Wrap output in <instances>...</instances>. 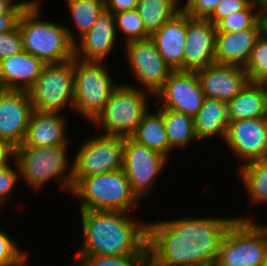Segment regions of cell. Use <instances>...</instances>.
<instances>
[{"label":"cell","mask_w":267,"mask_h":266,"mask_svg":"<svg viewBox=\"0 0 267 266\" xmlns=\"http://www.w3.org/2000/svg\"><path fill=\"white\" fill-rule=\"evenodd\" d=\"M237 217H183L147 223L149 266H215Z\"/></svg>","instance_id":"6da1fadb"},{"label":"cell","mask_w":267,"mask_h":266,"mask_svg":"<svg viewBox=\"0 0 267 266\" xmlns=\"http://www.w3.org/2000/svg\"><path fill=\"white\" fill-rule=\"evenodd\" d=\"M83 240L76 255H149L147 222L129 217L128 212L80 210Z\"/></svg>","instance_id":"7a4b0ae2"},{"label":"cell","mask_w":267,"mask_h":266,"mask_svg":"<svg viewBox=\"0 0 267 266\" xmlns=\"http://www.w3.org/2000/svg\"><path fill=\"white\" fill-rule=\"evenodd\" d=\"M41 6V3H30L19 18L23 50L45 64L62 63L75 58L74 30L66 25L41 21Z\"/></svg>","instance_id":"3957f363"},{"label":"cell","mask_w":267,"mask_h":266,"mask_svg":"<svg viewBox=\"0 0 267 266\" xmlns=\"http://www.w3.org/2000/svg\"><path fill=\"white\" fill-rule=\"evenodd\" d=\"M68 148V145L17 146L14 148V160L19 169V177L36 191L43 188L49 180L56 179L65 192L71 193L72 162L67 155Z\"/></svg>","instance_id":"277c9868"},{"label":"cell","mask_w":267,"mask_h":266,"mask_svg":"<svg viewBox=\"0 0 267 266\" xmlns=\"http://www.w3.org/2000/svg\"><path fill=\"white\" fill-rule=\"evenodd\" d=\"M71 193L78 198L80 210L129 212L140 202L123 169L83 177Z\"/></svg>","instance_id":"5b68a950"},{"label":"cell","mask_w":267,"mask_h":266,"mask_svg":"<svg viewBox=\"0 0 267 266\" xmlns=\"http://www.w3.org/2000/svg\"><path fill=\"white\" fill-rule=\"evenodd\" d=\"M148 93L139 86L119 83L92 124L103 129L102 135L130 137L149 110Z\"/></svg>","instance_id":"8992f818"},{"label":"cell","mask_w":267,"mask_h":266,"mask_svg":"<svg viewBox=\"0 0 267 266\" xmlns=\"http://www.w3.org/2000/svg\"><path fill=\"white\" fill-rule=\"evenodd\" d=\"M267 250V226L242 215L223 237L215 266H260Z\"/></svg>","instance_id":"52a82bcc"},{"label":"cell","mask_w":267,"mask_h":266,"mask_svg":"<svg viewBox=\"0 0 267 266\" xmlns=\"http://www.w3.org/2000/svg\"><path fill=\"white\" fill-rule=\"evenodd\" d=\"M103 61L74 58V103L72 109L92 122L118 85ZM115 83V84H114Z\"/></svg>","instance_id":"ba28073f"},{"label":"cell","mask_w":267,"mask_h":266,"mask_svg":"<svg viewBox=\"0 0 267 266\" xmlns=\"http://www.w3.org/2000/svg\"><path fill=\"white\" fill-rule=\"evenodd\" d=\"M74 58L62 63L46 64L27 91L32 108L41 112H62L74 103Z\"/></svg>","instance_id":"9c48e42d"},{"label":"cell","mask_w":267,"mask_h":266,"mask_svg":"<svg viewBox=\"0 0 267 266\" xmlns=\"http://www.w3.org/2000/svg\"><path fill=\"white\" fill-rule=\"evenodd\" d=\"M124 137L95 135L85 140L72 161V186L81 178L122 169Z\"/></svg>","instance_id":"30bf717a"},{"label":"cell","mask_w":267,"mask_h":266,"mask_svg":"<svg viewBox=\"0 0 267 266\" xmlns=\"http://www.w3.org/2000/svg\"><path fill=\"white\" fill-rule=\"evenodd\" d=\"M166 156L149 149L131 137H124L123 166L132 191L140 200L146 197L168 162Z\"/></svg>","instance_id":"8fae6325"},{"label":"cell","mask_w":267,"mask_h":266,"mask_svg":"<svg viewBox=\"0 0 267 266\" xmlns=\"http://www.w3.org/2000/svg\"><path fill=\"white\" fill-rule=\"evenodd\" d=\"M125 44V53L136 82L142 85V90L145 89L154 97L173 71L165 63L151 38Z\"/></svg>","instance_id":"7c38bea8"},{"label":"cell","mask_w":267,"mask_h":266,"mask_svg":"<svg viewBox=\"0 0 267 266\" xmlns=\"http://www.w3.org/2000/svg\"><path fill=\"white\" fill-rule=\"evenodd\" d=\"M154 98L160 105L158 108L171 109L194 118L205 96L196 72L173 71Z\"/></svg>","instance_id":"4fadbf2b"},{"label":"cell","mask_w":267,"mask_h":266,"mask_svg":"<svg viewBox=\"0 0 267 266\" xmlns=\"http://www.w3.org/2000/svg\"><path fill=\"white\" fill-rule=\"evenodd\" d=\"M224 141L240 165L267 159V118L230 121Z\"/></svg>","instance_id":"5bb4252c"},{"label":"cell","mask_w":267,"mask_h":266,"mask_svg":"<svg viewBox=\"0 0 267 266\" xmlns=\"http://www.w3.org/2000/svg\"><path fill=\"white\" fill-rule=\"evenodd\" d=\"M216 27L208 19L187 14L186 46L183 71L196 72L215 61Z\"/></svg>","instance_id":"9a60e30c"},{"label":"cell","mask_w":267,"mask_h":266,"mask_svg":"<svg viewBox=\"0 0 267 266\" xmlns=\"http://www.w3.org/2000/svg\"><path fill=\"white\" fill-rule=\"evenodd\" d=\"M32 111L27 91L6 89L0 97V139L14 148L20 146Z\"/></svg>","instance_id":"2e32d148"},{"label":"cell","mask_w":267,"mask_h":266,"mask_svg":"<svg viewBox=\"0 0 267 266\" xmlns=\"http://www.w3.org/2000/svg\"><path fill=\"white\" fill-rule=\"evenodd\" d=\"M196 74L206 98H214L226 103L250 82L244 67L236 65L213 63L196 71Z\"/></svg>","instance_id":"e0dca14e"},{"label":"cell","mask_w":267,"mask_h":266,"mask_svg":"<svg viewBox=\"0 0 267 266\" xmlns=\"http://www.w3.org/2000/svg\"><path fill=\"white\" fill-rule=\"evenodd\" d=\"M115 15L104 10L93 27L75 44V58L84 61H106L117 42Z\"/></svg>","instance_id":"ac0fdd59"},{"label":"cell","mask_w":267,"mask_h":266,"mask_svg":"<svg viewBox=\"0 0 267 266\" xmlns=\"http://www.w3.org/2000/svg\"><path fill=\"white\" fill-rule=\"evenodd\" d=\"M262 32L263 23L260 20L249 29L238 32H216V63L244 67Z\"/></svg>","instance_id":"d6986e66"},{"label":"cell","mask_w":267,"mask_h":266,"mask_svg":"<svg viewBox=\"0 0 267 266\" xmlns=\"http://www.w3.org/2000/svg\"><path fill=\"white\" fill-rule=\"evenodd\" d=\"M187 13L181 9L150 38L172 71H183L186 46Z\"/></svg>","instance_id":"ffe728a7"},{"label":"cell","mask_w":267,"mask_h":266,"mask_svg":"<svg viewBox=\"0 0 267 266\" xmlns=\"http://www.w3.org/2000/svg\"><path fill=\"white\" fill-rule=\"evenodd\" d=\"M66 127V119L61 113L33 109L22 144L31 147L69 145Z\"/></svg>","instance_id":"44dd1931"},{"label":"cell","mask_w":267,"mask_h":266,"mask_svg":"<svg viewBox=\"0 0 267 266\" xmlns=\"http://www.w3.org/2000/svg\"><path fill=\"white\" fill-rule=\"evenodd\" d=\"M45 65L39 58L22 51L0 62V79L8 90L28 91Z\"/></svg>","instance_id":"7402d4cb"},{"label":"cell","mask_w":267,"mask_h":266,"mask_svg":"<svg viewBox=\"0 0 267 266\" xmlns=\"http://www.w3.org/2000/svg\"><path fill=\"white\" fill-rule=\"evenodd\" d=\"M228 120L267 118V83L249 82L227 103Z\"/></svg>","instance_id":"603a6c76"},{"label":"cell","mask_w":267,"mask_h":266,"mask_svg":"<svg viewBox=\"0 0 267 266\" xmlns=\"http://www.w3.org/2000/svg\"><path fill=\"white\" fill-rule=\"evenodd\" d=\"M228 124L227 103L205 97L201 109L194 117L197 139L202 141L218 135L225 140Z\"/></svg>","instance_id":"cb8c5ba5"},{"label":"cell","mask_w":267,"mask_h":266,"mask_svg":"<svg viewBox=\"0 0 267 266\" xmlns=\"http://www.w3.org/2000/svg\"><path fill=\"white\" fill-rule=\"evenodd\" d=\"M136 142L147 146L160 154L169 157L171 149L163 122V109L147 111L135 132L130 136Z\"/></svg>","instance_id":"d4e9b609"},{"label":"cell","mask_w":267,"mask_h":266,"mask_svg":"<svg viewBox=\"0 0 267 266\" xmlns=\"http://www.w3.org/2000/svg\"><path fill=\"white\" fill-rule=\"evenodd\" d=\"M180 4L179 0H138L136 10L151 36L182 9Z\"/></svg>","instance_id":"484cf974"},{"label":"cell","mask_w":267,"mask_h":266,"mask_svg":"<svg viewBox=\"0 0 267 266\" xmlns=\"http://www.w3.org/2000/svg\"><path fill=\"white\" fill-rule=\"evenodd\" d=\"M163 122L171 150H182L192 141L198 140L193 117L171 109H163Z\"/></svg>","instance_id":"4316f807"},{"label":"cell","mask_w":267,"mask_h":266,"mask_svg":"<svg viewBox=\"0 0 267 266\" xmlns=\"http://www.w3.org/2000/svg\"><path fill=\"white\" fill-rule=\"evenodd\" d=\"M238 174L244 183L250 203H267V159L240 165Z\"/></svg>","instance_id":"83f0119b"},{"label":"cell","mask_w":267,"mask_h":266,"mask_svg":"<svg viewBox=\"0 0 267 266\" xmlns=\"http://www.w3.org/2000/svg\"><path fill=\"white\" fill-rule=\"evenodd\" d=\"M71 17L82 38L91 30L99 15L105 10V0H67Z\"/></svg>","instance_id":"f1b7e54d"},{"label":"cell","mask_w":267,"mask_h":266,"mask_svg":"<svg viewBox=\"0 0 267 266\" xmlns=\"http://www.w3.org/2000/svg\"><path fill=\"white\" fill-rule=\"evenodd\" d=\"M260 20L259 3L254 0L245 10L230 14L216 24V32H238L252 28Z\"/></svg>","instance_id":"f546056e"},{"label":"cell","mask_w":267,"mask_h":266,"mask_svg":"<svg viewBox=\"0 0 267 266\" xmlns=\"http://www.w3.org/2000/svg\"><path fill=\"white\" fill-rule=\"evenodd\" d=\"M244 70L250 82L267 83V35L265 33L262 32L256 40Z\"/></svg>","instance_id":"4dcf8cb0"},{"label":"cell","mask_w":267,"mask_h":266,"mask_svg":"<svg viewBox=\"0 0 267 266\" xmlns=\"http://www.w3.org/2000/svg\"><path fill=\"white\" fill-rule=\"evenodd\" d=\"M75 258L72 266H149V255H77Z\"/></svg>","instance_id":"1f68e13d"},{"label":"cell","mask_w":267,"mask_h":266,"mask_svg":"<svg viewBox=\"0 0 267 266\" xmlns=\"http://www.w3.org/2000/svg\"><path fill=\"white\" fill-rule=\"evenodd\" d=\"M114 15L116 29L125 35V43L150 38V35L144 29L142 19L136 9L121 11Z\"/></svg>","instance_id":"d6a6232c"},{"label":"cell","mask_w":267,"mask_h":266,"mask_svg":"<svg viewBox=\"0 0 267 266\" xmlns=\"http://www.w3.org/2000/svg\"><path fill=\"white\" fill-rule=\"evenodd\" d=\"M18 246L17 241L0 229V266H29L28 252Z\"/></svg>","instance_id":"836d02e7"},{"label":"cell","mask_w":267,"mask_h":266,"mask_svg":"<svg viewBox=\"0 0 267 266\" xmlns=\"http://www.w3.org/2000/svg\"><path fill=\"white\" fill-rule=\"evenodd\" d=\"M13 163H15L12 165L13 167L10 163L0 165V202H2L3 205L7 202V200H9V195H11L10 193H12L13 189H15L20 178L19 169L15 160Z\"/></svg>","instance_id":"e575fe53"},{"label":"cell","mask_w":267,"mask_h":266,"mask_svg":"<svg viewBox=\"0 0 267 266\" xmlns=\"http://www.w3.org/2000/svg\"><path fill=\"white\" fill-rule=\"evenodd\" d=\"M22 51H24L22 35L18 26L11 32L0 34V62Z\"/></svg>","instance_id":"d590c367"},{"label":"cell","mask_w":267,"mask_h":266,"mask_svg":"<svg viewBox=\"0 0 267 266\" xmlns=\"http://www.w3.org/2000/svg\"><path fill=\"white\" fill-rule=\"evenodd\" d=\"M254 0H222L207 18L214 25L230 14L245 10Z\"/></svg>","instance_id":"8d00e7d4"},{"label":"cell","mask_w":267,"mask_h":266,"mask_svg":"<svg viewBox=\"0 0 267 266\" xmlns=\"http://www.w3.org/2000/svg\"><path fill=\"white\" fill-rule=\"evenodd\" d=\"M222 0H187L182 9L192 18L207 19Z\"/></svg>","instance_id":"74e56055"},{"label":"cell","mask_w":267,"mask_h":266,"mask_svg":"<svg viewBox=\"0 0 267 266\" xmlns=\"http://www.w3.org/2000/svg\"><path fill=\"white\" fill-rule=\"evenodd\" d=\"M30 3H41V1H20L8 13L0 15V34L11 32L18 26L22 12Z\"/></svg>","instance_id":"f35d334b"},{"label":"cell","mask_w":267,"mask_h":266,"mask_svg":"<svg viewBox=\"0 0 267 266\" xmlns=\"http://www.w3.org/2000/svg\"><path fill=\"white\" fill-rule=\"evenodd\" d=\"M137 3L138 0H105V9L116 14L121 11L136 9Z\"/></svg>","instance_id":"ab89813d"},{"label":"cell","mask_w":267,"mask_h":266,"mask_svg":"<svg viewBox=\"0 0 267 266\" xmlns=\"http://www.w3.org/2000/svg\"><path fill=\"white\" fill-rule=\"evenodd\" d=\"M14 160V147L8 142L0 139V165L4 163H10Z\"/></svg>","instance_id":"60d3db41"},{"label":"cell","mask_w":267,"mask_h":266,"mask_svg":"<svg viewBox=\"0 0 267 266\" xmlns=\"http://www.w3.org/2000/svg\"><path fill=\"white\" fill-rule=\"evenodd\" d=\"M13 0H0V15L8 13L18 2Z\"/></svg>","instance_id":"b9f144b4"},{"label":"cell","mask_w":267,"mask_h":266,"mask_svg":"<svg viewBox=\"0 0 267 266\" xmlns=\"http://www.w3.org/2000/svg\"><path fill=\"white\" fill-rule=\"evenodd\" d=\"M260 18H267V0H258Z\"/></svg>","instance_id":"7bdbcfd3"},{"label":"cell","mask_w":267,"mask_h":266,"mask_svg":"<svg viewBox=\"0 0 267 266\" xmlns=\"http://www.w3.org/2000/svg\"><path fill=\"white\" fill-rule=\"evenodd\" d=\"M260 21L263 23V33L267 35V18H260Z\"/></svg>","instance_id":"ee69618b"},{"label":"cell","mask_w":267,"mask_h":266,"mask_svg":"<svg viewBox=\"0 0 267 266\" xmlns=\"http://www.w3.org/2000/svg\"><path fill=\"white\" fill-rule=\"evenodd\" d=\"M5 91H6V87L4 86V84L2 83L0 79V97Z\"/></svg>","instance_id":"f6af8a7d"},{"label":"cell","mask_w":267,"mask_h":266,"mask_svg":"<svg viewBox=\"0 0 267 266\" xmlns=\"http://www.w3.org/2000/svg\"><path fill=\"white\" fill-rule=\"evenodd\" d=\"M260 266H267V250H266V253H265L264 260H263V262H262V264Z\"/></svg>","instance_id":"bcb514c9"}]
</instances>
